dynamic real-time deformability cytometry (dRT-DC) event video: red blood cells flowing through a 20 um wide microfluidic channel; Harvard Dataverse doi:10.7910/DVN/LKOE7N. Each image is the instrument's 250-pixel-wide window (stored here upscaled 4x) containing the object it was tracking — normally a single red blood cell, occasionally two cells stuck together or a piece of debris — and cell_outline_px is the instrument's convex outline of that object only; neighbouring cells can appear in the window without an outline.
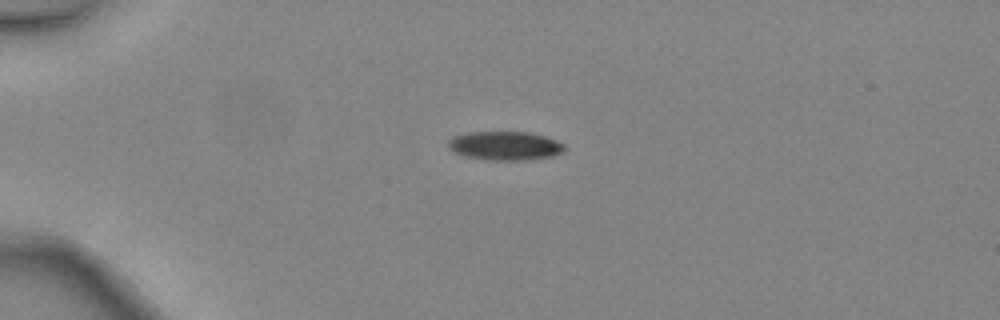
{"species": "common noctule bat (a hibernating species)", "species_latin": "Nyctalus noctula", "temperature_condition": "warm", "stored_images_in_passage": 4, "camera_frame_rate_fps": 3000, "um_per_image_px": 0.085, "animal": {"sex": "female", "body_mass_g": 24.6, "forearm_length_mm": 56.2}, "frame": {"image": 1, "passage_image": 3, "time_ms": 0.667, "image_size_px": [1000, 320], "cell_outline_px": [[568, 148], [552, 156], [528, 160], [488, 160], [464, 156], [452, 152], [448, 148], [448, 140], [452, 136], [468, 132], [528, 132], [544, 136], [556, 140], [564, 144]], "centroid_in_image_um": [42.89, 12.39], "position_along_channel_um": 42.1, "area_um2": 19.71}}